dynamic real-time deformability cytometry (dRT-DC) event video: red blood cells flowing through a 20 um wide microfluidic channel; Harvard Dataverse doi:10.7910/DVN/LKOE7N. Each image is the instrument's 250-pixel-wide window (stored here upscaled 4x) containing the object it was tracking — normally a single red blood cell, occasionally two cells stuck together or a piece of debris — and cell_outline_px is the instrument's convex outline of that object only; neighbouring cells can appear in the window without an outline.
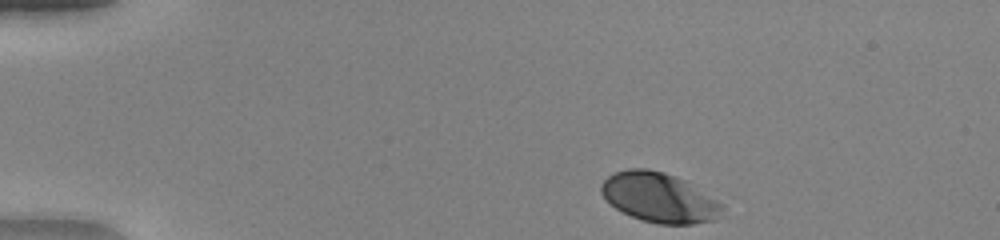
{"species": "human", "species_latin": "Homo sapiens", "temperature_condition": "warm", "stored_images_in_passage": 43, "camera_frame_rate_fps": 3000, "um_per_image_px": 0.085, "donor": {"sex": "female"}, "frame": {"image": 1, "passage_image": 1, "time_ms": 0.0, "image_size_px": [1000, 240], "cell_outline_px": [[724, 208], [712, 220], [692, 224], [660, 224], [640, 220], [616, 208], [600, 192], [600, 184], [608, 176], [616, 172], [628, 168], [648, 168], [664, 172], [676, 176], [692, 184], [724, 204]], "centroid_in_image_um": [56.02, 16.78], "position_along_channel_um": 29.0, "area_um2": 34.85}}
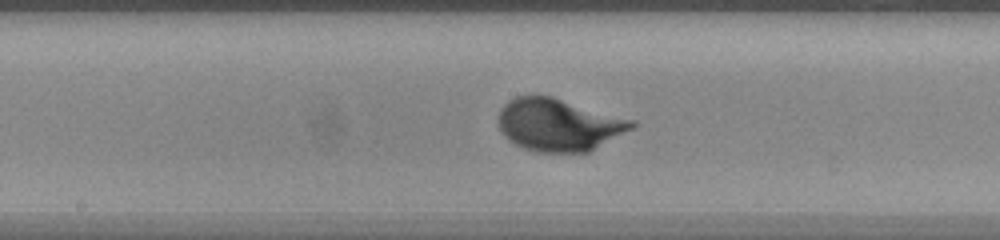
{"frame": {"image": 2, "passage_image": 20, "time_ms": 6.333, "image_size_px": [1000, 240], "cell_outline_px": [[636, 124], [632, 128], [588, 152], [536, 152], [524, 148], [508, 140], [504, 136], [496, 120], [500, 108], [508, 100], [516, 96], [552, 96], [636, 120]], "centroid_in_image_um": [47.46, 10.59], "position_along_channel_um": 200.7, "area_um2": 40.81}}
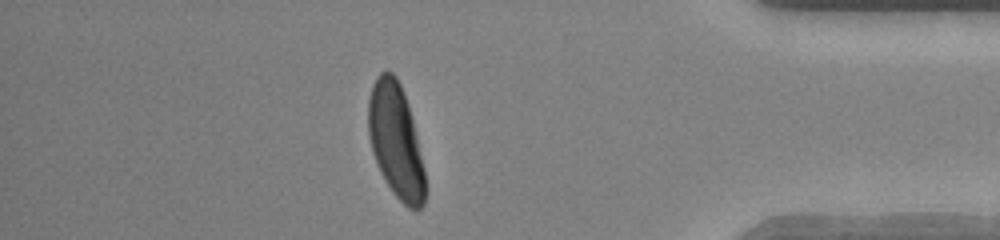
{"frame": {"image": 3, "passage_image": 37, "time_ms": 12.0, "image_size_px": [1000, 240], "cell_outline_px": [[424, 204], [416, 212], [408, 208], [392, 192], [384, 180], [380, 172], [372, 152], [368, 136], [368, 100], [372, 84], [376, 76], [380, 72], [388, 68], [396, 76], [400, 84], [408, 104], [424, 168]], "centroid_in_image_um": [33.61, 11.95], "position_along_channel_um": 401.6, "area_um2": 37.86}, "authors_computed_cell_mechanics": {"area_um2": 38.2058, "velocity_mm_per_s": 4.0533, "shape_relaxation_time_tau1_ms": 1.9055, "shape_relaxation_time_tau2_ms": null, "deformation_change_tau1": 0.1555, "deformation_change_tau2": null}}